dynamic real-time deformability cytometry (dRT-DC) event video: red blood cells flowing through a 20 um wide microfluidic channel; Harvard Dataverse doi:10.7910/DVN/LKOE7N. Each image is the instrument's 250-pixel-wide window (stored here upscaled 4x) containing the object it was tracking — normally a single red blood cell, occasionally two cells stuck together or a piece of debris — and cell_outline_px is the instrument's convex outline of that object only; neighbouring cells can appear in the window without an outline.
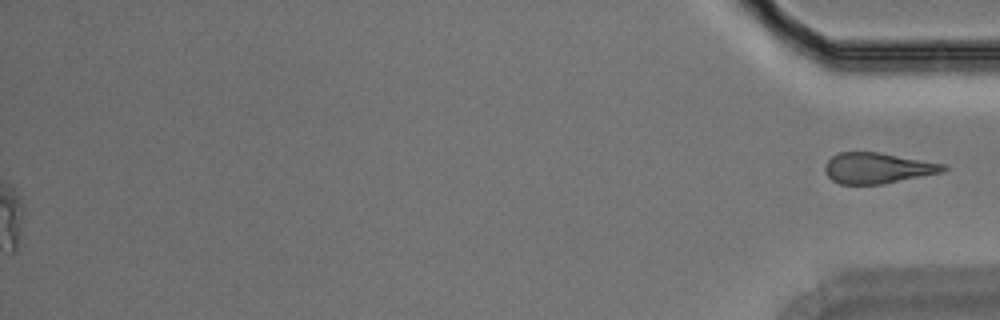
{"species": "Egyptian fruit bat (a non-hibernating species)", "species_latin": "Rousettus aegyptiacus", "temperature_condition": "room temperature", "stored_images_in_passage": 38, "segment_of_instrument_passage": [2, 2], "camera_frame_rate_fps": 3000, "um_per_image_px": 0.085, "animal": {"sex": "male"}, "frame": {"image": 1, "passage_image": 38, "time_ms": 12.333, "image_size_px": [1000, 320], "cell_outline_px": [[948, 168], [944, 172], [884, 184], [840, 184], [832, 180], [828, 176], [824, 168], [824, 164], [832, 156], [840, 152], [880, 152], [948, 164]], "centroid_in_image_um": [74.64, 14.28], "position_along_channel_um": 360.6, "area_um2": 21.5}}